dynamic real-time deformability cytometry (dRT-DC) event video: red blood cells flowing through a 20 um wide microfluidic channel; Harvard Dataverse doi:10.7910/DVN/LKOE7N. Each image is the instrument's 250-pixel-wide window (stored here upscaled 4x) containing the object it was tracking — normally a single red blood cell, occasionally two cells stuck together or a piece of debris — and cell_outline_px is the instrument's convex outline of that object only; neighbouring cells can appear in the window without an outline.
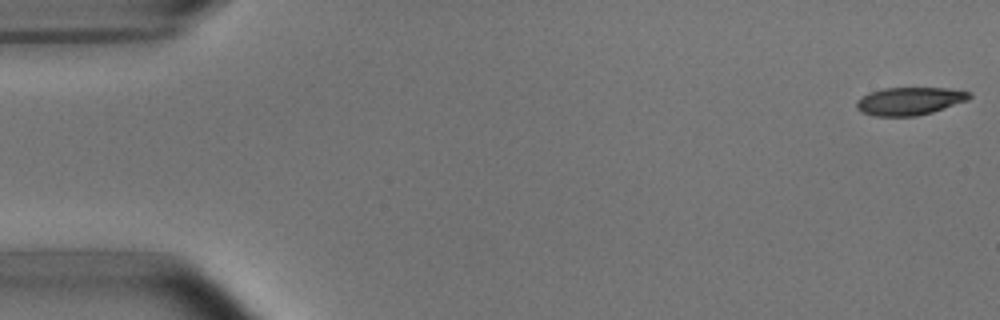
{"species": "common noctule bat (a hibernating species)", "species_latin": "Nyctalus noctula", "temperature_condition": "room temperature", "stored_images_in_passage": 16, "camera_frame_rate_fps": 3000, "um_per_image_px": 0.085, "animal": {"sex": "male", "body_mass_g": 15.6}, "frame": {"image": 1, "passage_image": 1, "time_ms": 0.0, "image_size_px": [1000, 320], "cell_outline_px": [[972, 96], [968, 100], [932, 112], [916, 116], [872, 116], [860, 112], [856, 108], [856, 100], [860, 96], [868, 92], [884, 88], [948, 88], [972, 92]], "centroid_in_image_um": [77.27, 8.59], "position_along_channel_um": 7.7, "area_um2": 18.55}}
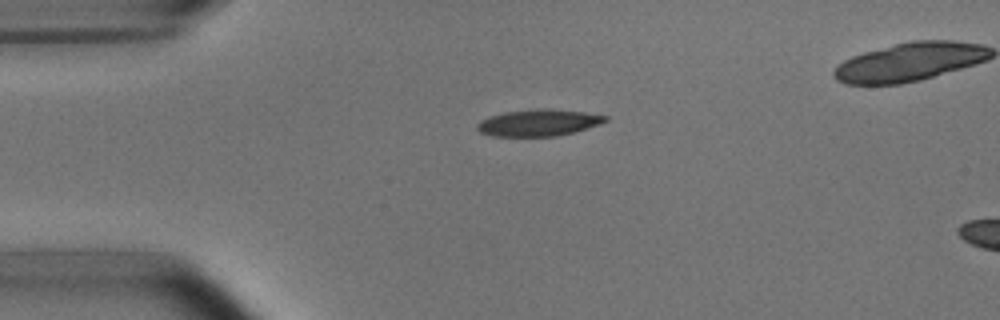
{"frame": {"image": 2, "passage_image": 12, "time_ms": 3.667, "image_size_px": [1000, 320], "cell_outline_px": [[608, 120], [600, 124], [572, 132], [556, 136], [492, 136], [480, 132], [476, 128], [476, 124], [480, 120], [504, 112], [540, 108], [548, 108], [584, 112], [608, 116]], "centroid_in_image_um": [45.76, 10.42], "position_along_channel_um": 39.2, "area_um2": 19.83}}